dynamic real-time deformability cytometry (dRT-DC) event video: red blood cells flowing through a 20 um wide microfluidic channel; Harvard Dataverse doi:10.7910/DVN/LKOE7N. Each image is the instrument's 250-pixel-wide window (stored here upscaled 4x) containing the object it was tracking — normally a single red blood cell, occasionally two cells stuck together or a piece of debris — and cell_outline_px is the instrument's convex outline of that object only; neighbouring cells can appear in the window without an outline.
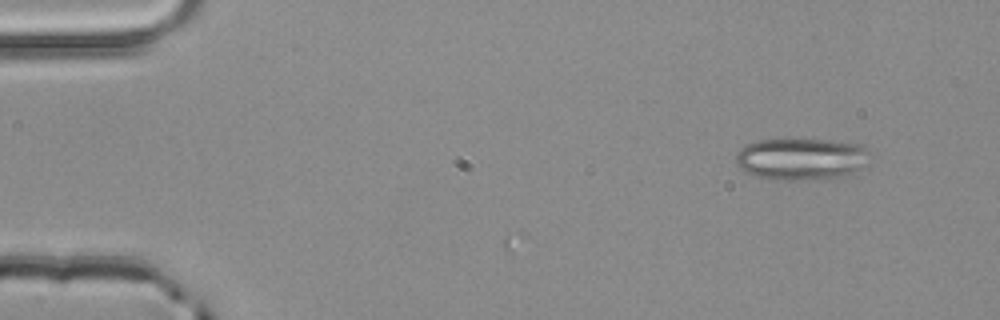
{"species": "common noctule bat (a hibernating species)", "species_latin": "Nyctalus noctula", "temperature_condition": "room temperature", "stored_images_in_passage": 2, "camera_frame_rate_fps": 3000, "um_per_image_px": 0.085, "animal": {"sex": "male", "body_mass_g": 20.4}, "frame": {"image": 1, "passage_image": 2, "time_ms": 0.333, "image_size_px": [1000, 320], "cell_outline_px": [[868, 152], [856, 168], [844, 176], [812, 180], [776, 180], [744, 172], [736, 164], [736, 152], [744, 144], [760, 140], [824, 140], [864, 144], [868, 148]], "centroid_in_image_um": [68.0, 13.5], "position_along_channel_um": 17.0, "area_um2": 32.19}}